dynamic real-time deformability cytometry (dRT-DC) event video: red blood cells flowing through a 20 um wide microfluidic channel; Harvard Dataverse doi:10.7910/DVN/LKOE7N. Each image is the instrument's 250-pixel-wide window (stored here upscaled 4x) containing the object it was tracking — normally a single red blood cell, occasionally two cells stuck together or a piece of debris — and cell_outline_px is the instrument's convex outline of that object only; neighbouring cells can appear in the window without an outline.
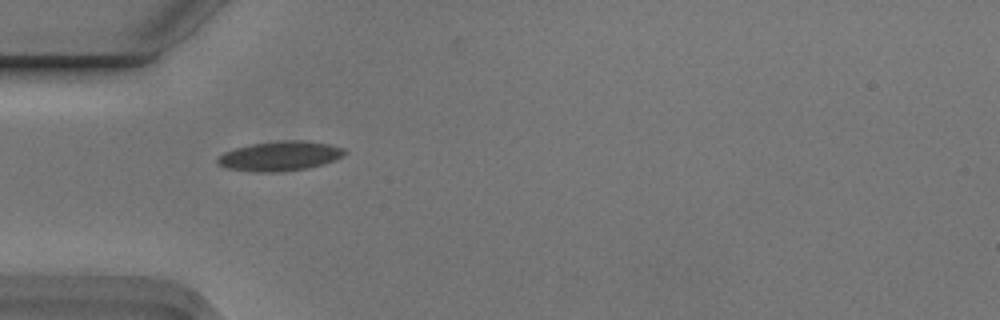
{"species": "Egyptian fruit bat (a non-hibernating species)", "species_latin": "Rousettus aegyptiacus", "temperature_condition": "cold", "stored_images_in_passage": 5, "camera_frame_rate_fps": 3000, "um_per_image_px": 0.085, "animal": {"sex": "male"}, "frame": {"image": 1, "passage_image": 5, "time_ms": 1.333, "image_size_px": [1000, 320], "cell_outline_px": [[348, 152], [344, 156], [336, 160], [324, 164], [308, 168], [272, 172], [256, 172], [228, 168], [220, 164], [216, 160], [224, 152], [236, 148], [252, 144], [276, 140], [304, 140], [328, 144], [344, 148]], "centroid_in_image_um": [23.86, 13.25], "position_along_channel_um": 61.1, "area_um2": 21.91}}